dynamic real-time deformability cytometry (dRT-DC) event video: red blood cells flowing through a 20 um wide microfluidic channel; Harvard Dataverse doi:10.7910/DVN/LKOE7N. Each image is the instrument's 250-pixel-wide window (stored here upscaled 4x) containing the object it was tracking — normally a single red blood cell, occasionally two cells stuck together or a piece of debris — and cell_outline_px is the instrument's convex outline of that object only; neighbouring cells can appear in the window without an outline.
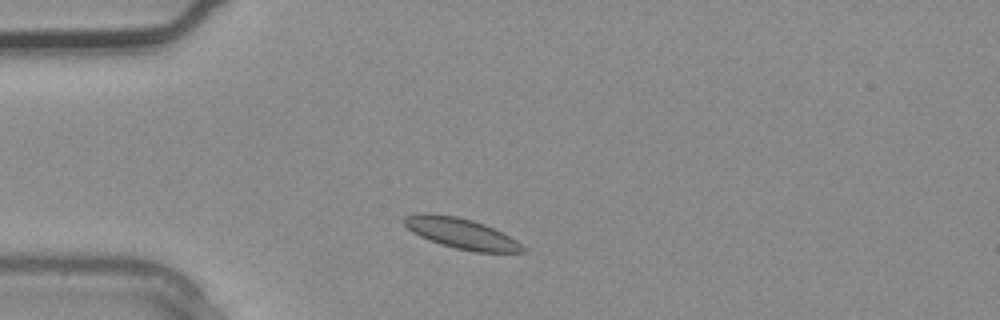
{"species": "common noctule bat (a hibernating species)", "species_latin": "Nyctalus noctula", "temperature_condition": "warm", "stored_images_in_passage": 1, "camera_frame_rate_fps": 3000, "um_per_image_px": 0.085, "animal": {"sex": "male", "body_mass_g": 20.4}, "frame": {"image": 1, "passage_image": 1, "time_ms": 0.0, "image_size_px": [1000, 320], "cell_outline_px": [[528, 252], [476, 252], [456, 248], [440, 244], [428, 240], [412, 232], [400, 220], [404, 216], [420, 212], [432, 212], [456, 216], [472, 220], [484, 224], [516, 240], [528, 248]], "centroid_in_image_um": [39.16, 19.82], "position_along_channel_um": 45.8, "area_um2": 21.33}}